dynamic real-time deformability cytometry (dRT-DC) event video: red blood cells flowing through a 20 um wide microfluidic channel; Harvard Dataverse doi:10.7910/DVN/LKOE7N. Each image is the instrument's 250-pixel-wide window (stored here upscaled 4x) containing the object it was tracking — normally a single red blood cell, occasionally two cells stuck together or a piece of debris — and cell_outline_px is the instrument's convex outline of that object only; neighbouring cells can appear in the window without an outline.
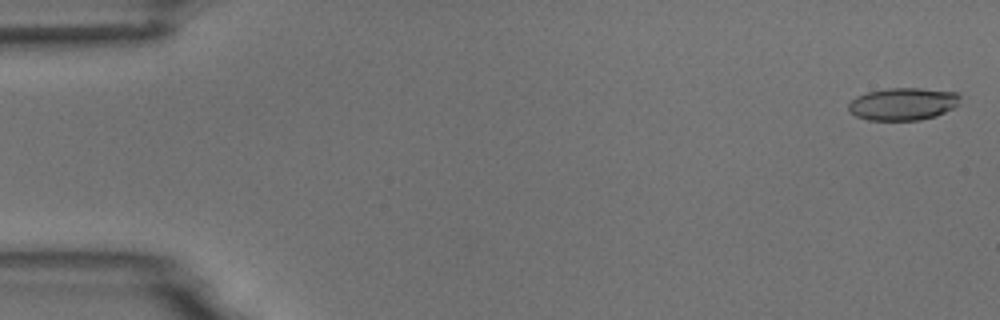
{"species": "common noctule bat (a hibernating species)", "species_latin": "Nyctalus noctula", "temperature_condition": "room temperature", "stored_images_in_passage": 5, "camera_frame_rate_fps": 3000, "um_per_image_px": 0.085, "animal": {"sex": "male", "body_mass_g": 18.8}, "frame": {"image": 1, "passage_image": 1, "time_ms": 0.0, "image_size_px": [1000, 320], "cell_outline_px": [[960, 104], [936, 116], [920, 120], [868, 120], [856, 116], [848, 112], [848, 104], [856, 96], [868, 92], [888, 88], [920, 88], [956, 92], [960, 96]], "centroid_in_image_um": [76.74, 8.84], "position_along_channel_um": 8.3, "area_um2": 21.21}}
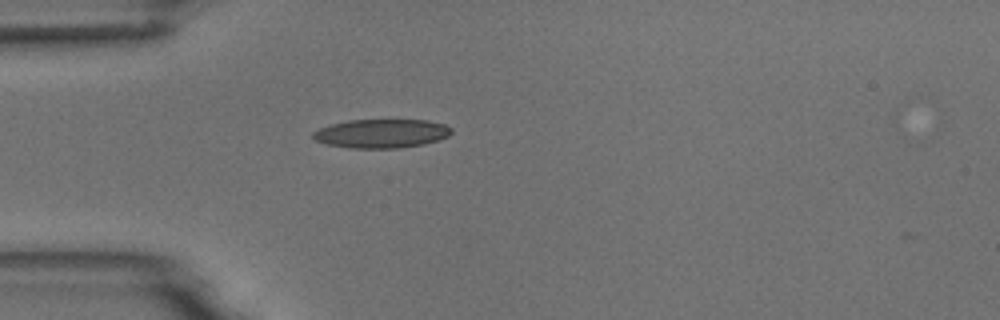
{"frame": {"image": 2, "passage_image": 5, "time_ms": 4.667, "image_size_px": [1000, 320], "cell_outline_px": [[452, 132], [448, 136], [424, 144], [400, 148], [352, 148], [328, 144], [316, 140], [312, 136], [312, 132], [328, 124], [348, 120], [428, 120], [444, 124], [452, 128]], "centroid_in_image_um": [32.42, 11.34], "position_along_channel_um": 52.6, "area_um2": 23.24}}